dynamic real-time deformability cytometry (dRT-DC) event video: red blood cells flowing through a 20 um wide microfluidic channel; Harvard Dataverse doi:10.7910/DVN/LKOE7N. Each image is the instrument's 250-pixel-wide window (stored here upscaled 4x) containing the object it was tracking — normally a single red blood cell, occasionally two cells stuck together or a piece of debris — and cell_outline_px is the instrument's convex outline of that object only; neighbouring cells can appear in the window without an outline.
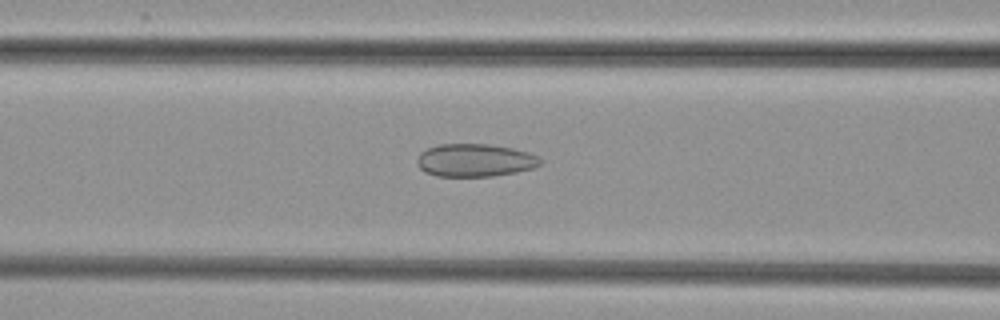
{"species": "common noctule bat (a hibernating species)", "species_latin": "Nyctalus noctula", "temperature_condition": "cold", "stored_images_in_passage": 49, "camera_frame_rate_fps": 3000, "um_per_image_px": 0.085, "animal": {"sex": "female", "body_mass_g": 29.2, "forearm_length_mm": 56.3}, "frame": {"image": 1, "passage_image": 20, "time_ms": 6.333, "image_size_px": [1000, 320], "cell_outline_px": [[544, 160], [540, 164], [532, 168], [516, 172], [492, 176], [436, 176], [424, 172], [416, 164], [416, 160], [420, 152], [428, 148], [440, 144], [488, 144], [512, 148], [528, 152]], "centroid_in_image_um": [40.34, 13.62], "position_along_channel_um": 126.3, "area_um2": 23.64}}
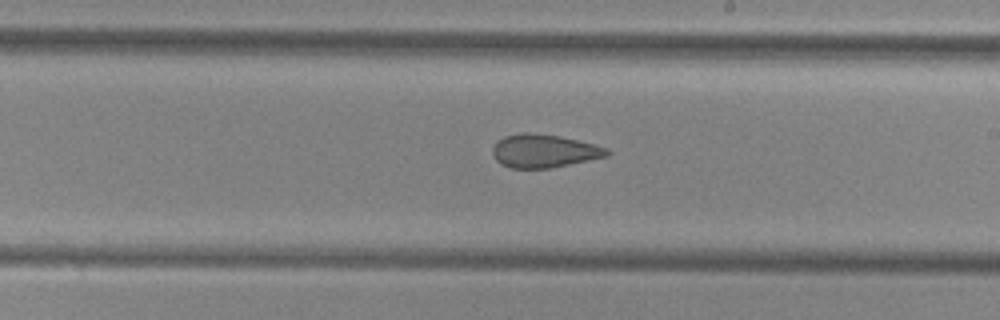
{"frame": {"image": 2, "passage_image": 29, "time_ms": 9.333, "image_size_px": [1000, 320], "cell_outline_px": [[612, 152], [608, 156], [552, 168], [512, 168], [500, 164], [496, 160], [492, 152], [492, 148], [496, 140], [504, 136], [520, 132], [528, 132], [560, 136], [608, 148]], "centroid_in_image_um": [46.22, 12.83], "position_along_channel_um": 242.8, "area_um2": 22.31}}
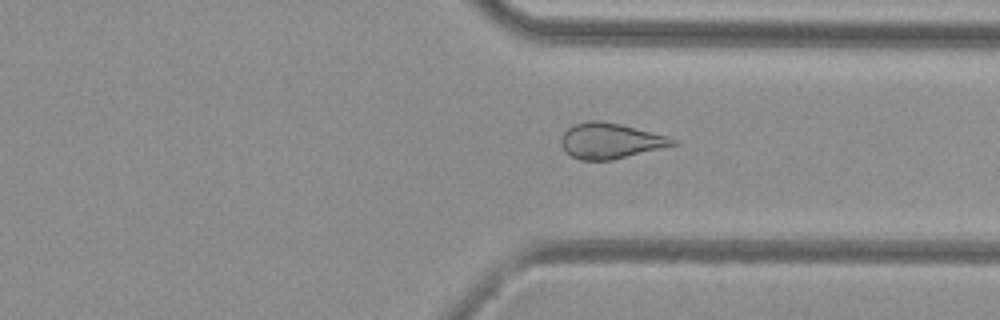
{"frame": {"image": 3, "passage_image": 38, "time_ms": 12.333, "image_size_px": [1000, 320], "cell_outline_px": [[676, 144], [612, 160], [580, 160], [564, 152], [560, 144], [560, 136], [572, 124], [588, 120], [600, 120], [620, 124], [668, 136], [676, 140]], "centroid_in_image_um": [51.8, 11.96], "position_along_channel_um": 359.6, "area_um2": 23.12}}